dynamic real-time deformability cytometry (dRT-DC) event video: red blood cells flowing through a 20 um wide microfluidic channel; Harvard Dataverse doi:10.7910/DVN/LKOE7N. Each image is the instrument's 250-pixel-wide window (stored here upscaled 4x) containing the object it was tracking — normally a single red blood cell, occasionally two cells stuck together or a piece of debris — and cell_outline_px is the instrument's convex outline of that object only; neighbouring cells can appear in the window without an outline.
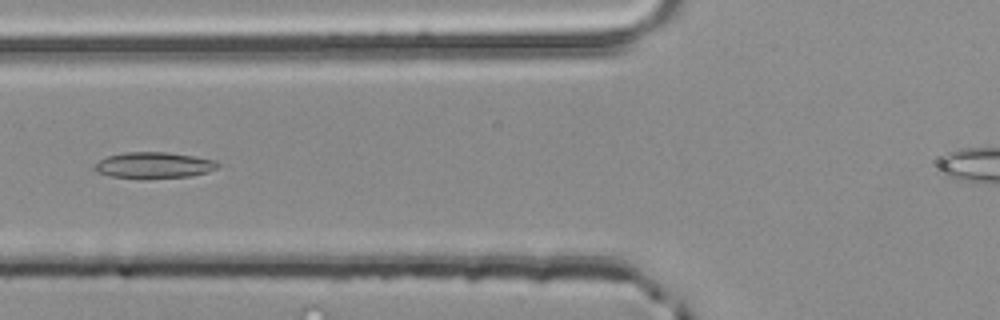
{"species": "common noctule bat (a hibernating species)", "species_latin": "Nyctalus noctula", "temperature_condition": "room temperature", "stored_images_in_passage": 9, "camera_frame_rate_fps": 3000, "um_per_image_px": 0.085, "animal": {"sex": "male", "body_mass_g": 20.4}, "frame": {"image": 1, "passage_image": 4, "time_ms": 1.0, "image_size_px": [1000, 320], "cell_outline_px": [[220, 164], [216, 168], [208, 172], [188, 176], [108, 176], [96, 172], [96, 164], [100, 160], [108, 156], [124, 152], [168, 152], [196, 156], [216, 160]], "centroid_in_image_um": [13.13, 13.99], "position_along_channel_um": 112.7, "area_um2": 17.98}}
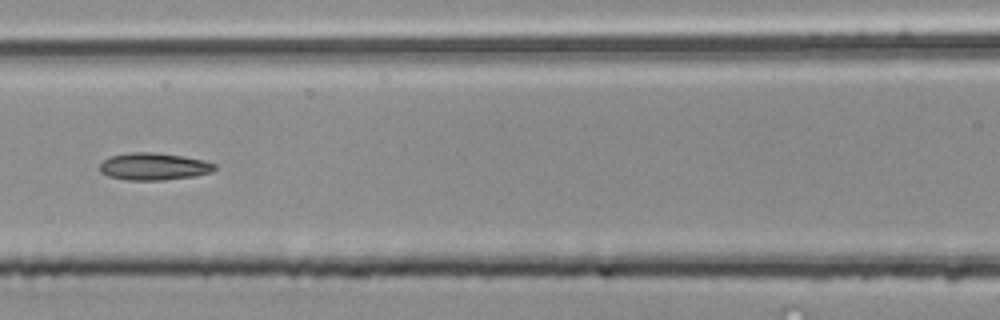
{"frame": {"image": 2, "passage_image": 7, "time_ms": 2.0, "image_size_px": [1000, 320], "cell_outline_px": [[216, 168], [212, 172], [196, 176], [164, 180], [128, 180], [108, 176], [100, 172], [100, 164], [104, 160], [112, 156], [128, 152], [156, 152], [184, 156], [204, 160], [216, 164]], "centroid_in_image_um": [13.1, 14.15], "position_along_channel_um": 153.5, "area_um2": 18.38}}